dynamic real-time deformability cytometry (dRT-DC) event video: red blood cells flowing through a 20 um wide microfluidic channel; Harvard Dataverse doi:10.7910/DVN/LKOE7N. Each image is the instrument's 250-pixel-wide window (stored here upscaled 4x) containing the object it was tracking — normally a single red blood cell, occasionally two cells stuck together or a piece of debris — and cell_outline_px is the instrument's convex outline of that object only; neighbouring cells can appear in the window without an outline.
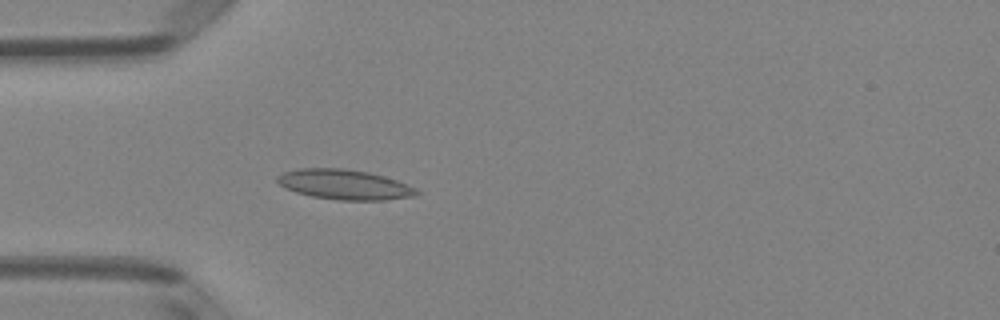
{"species": "Egyptian fruit bat (a non-hibernating species)", "species_latin": "Rousettus aegyptiacus", "temperature_condition": "room temperature", "stored_images_in_passage": 4, "camera_frame_rate_fps": 3000, "um_per_image_px": 0.085, "animal": {"sex": "female"}, "frame": {"image": 1, "passage_image": 4, "time_ms": 1.0, "image_size_px": [1000, 320], "cell_outline_px": [[420, 192], [416, 196], [384, 200], [340, 200], [312, 196], [296, 192], [284, 188], [276, 180], [276, 176], [284, 172], [296, 168], [344, 168], [368, 172], [384, 176], [396, 180], [416, 188]], "centroid_in_image_um": [29.27, 15.68], "position_along_channel_um": 55.7, "area_um2": 24.39}}